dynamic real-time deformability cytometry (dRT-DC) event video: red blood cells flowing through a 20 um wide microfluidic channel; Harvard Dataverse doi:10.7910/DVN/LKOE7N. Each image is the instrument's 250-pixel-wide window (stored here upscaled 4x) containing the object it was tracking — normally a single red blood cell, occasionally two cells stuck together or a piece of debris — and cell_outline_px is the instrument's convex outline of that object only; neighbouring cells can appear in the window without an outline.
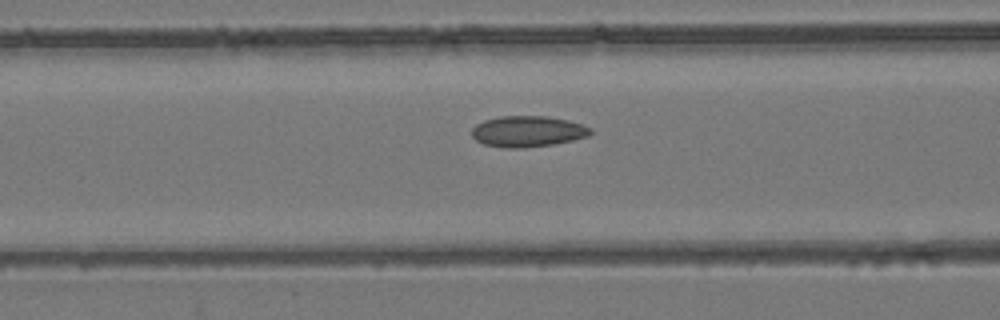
{"species": "common noctule bat (a hibernating species)", "species_latin": "Nyctalus noctula", "temperature_condition": "room temperature", "stored_images_in_passage": 54, "camera_frame_rate_fps": 3000, "um_per_image_px": 0.085, "animal": {"sex": "female", "body_mass_g": 24.6, "forearm_length_mm": 56.2}, "frame": {"image": 1, "passage_image": 22, "time_ms": 7.0, "image_size_px": [1000, 320], "cell_outline_px": [[592, 132], [588, 136], [572, 140], [552, 144], [524, 148], [504, 148], [484, 144], [476, 140], [472, 136], [472, 128], [476, 124], [484, 120], [500, 116], [548, 116], [568, 120], [592, 128]], "centroid_in_image_um": [44.84, 11.17], "position_along_channel_um": 121.8, "area_um2": 21.44}}
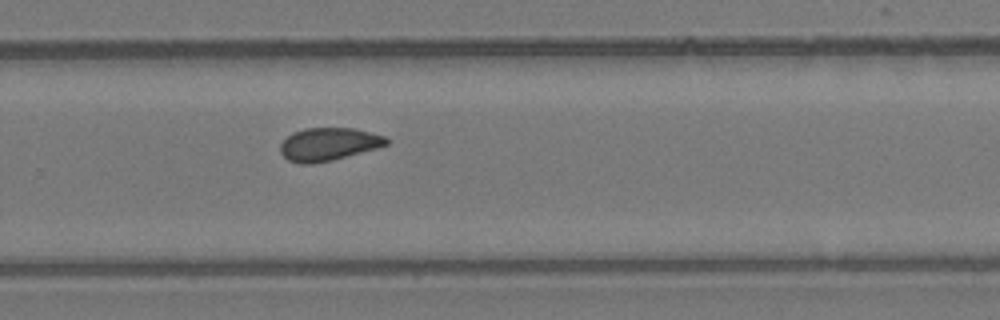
{"frame": {"image": 2, "passage_image": 36, "time_ms": 11.667, "image_size_px": [1000, 320], "cell_outline_px": [[388, 144], [376, 148], [332, 160], [312, 164], [300, 164], [288, 160], [280, 152], [280, 144], [292, 132], [304, 128], [352, 128], [384, 136], [388, 140]], "centroid_in_image_um": [27.88, 12.26], "position_along_channel_um": 301.9, "area_um2": 20.17}}
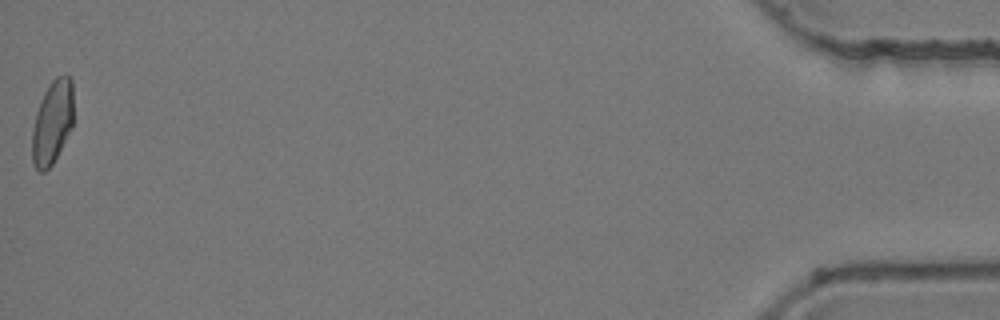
{"frame": {"image": 3, "passage_image": 54, "time_ms": 17.667, "image_size_px": [1000, 320], "cell_outline_px": [[72, 128], [52, 164], [44, 172], [40, 172], [36, 168], [32, 160], [32, 128], [36, 112], [40, 100], [48, 84], [56, 76], [68, 76], [72, 80]], "centroid_in_image_um": [4.43, 10.39], "position_along_channel_um": 430.8, "area_um2": 20.11}, "authors_computed_cell_mechanics": {"area_um2": 20.7502, "velocity_mm_per_s": 3.8671, "shape_relaxation_time_tau1_ms": null, "shape_relaxation_time_tau2_ms": 2.4818, "deformation_change_tau1": null, "deformation_change_tau2": 0.0615}}